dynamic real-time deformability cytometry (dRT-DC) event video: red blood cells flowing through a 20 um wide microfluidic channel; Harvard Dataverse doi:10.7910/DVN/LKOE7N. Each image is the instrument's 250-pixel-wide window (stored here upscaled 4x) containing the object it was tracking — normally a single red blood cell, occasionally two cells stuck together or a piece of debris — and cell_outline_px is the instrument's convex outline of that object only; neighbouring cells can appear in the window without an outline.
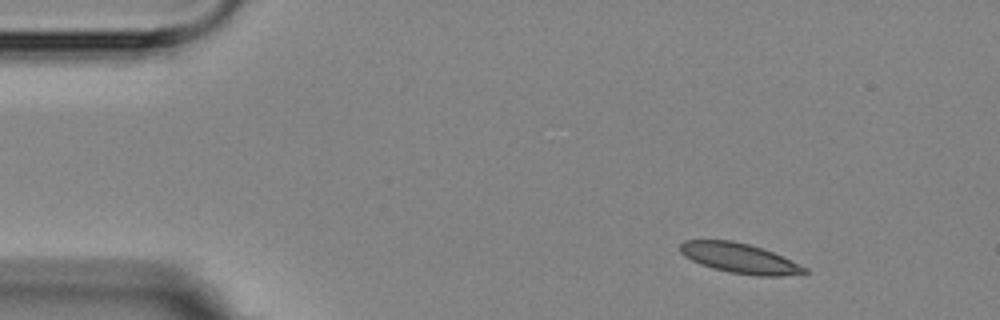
{"species": "Egyptian fruit bat (a non-hibernating species)", "species_latin": "Rousettus aegyptiacus", "temperature_condition": "room temperature", "stored_images_in_passage": 8, "camera_frame_rate_fps": 3000, "um_per_image_px": 0.085, "animal": {"sex": "female"}, "frame": {"image": 1, "passage_image": 1, "time_ms": 0.0, "image_size_px": [1000, 320], "cell_outline_px": [[808, 272], [780, 276], [756, 276], [728, 272], [712, 268], [700, 264], [684, 256], [680, 252], [680, 244], [684, 240], [732, 240], [764, 248], [808, 268]], "centroid_in_image_um": [62.85, 21.94], "position_along_channel_um": 22.2, "area_um2": 21.73}}
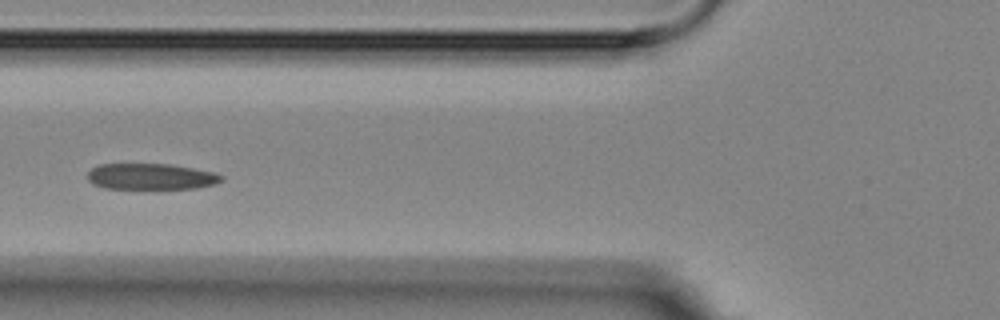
{"frame": {"image": 2, "passage_image": 5, "time_ms": 4.667, "image_size_px": [1000, 320], "cell_outline_px": [[224, 180], [216, 184], [196, 188], [104, 188], [92, 184], [88, 180], [88, 172], [96, 164], [168, 164], [192, 168], [212, 172], [224, 176]], "centroid_in_image_um": [12.82, 15.0], "position_along_channel_um": 113.0, "area_um2": 20.29}}
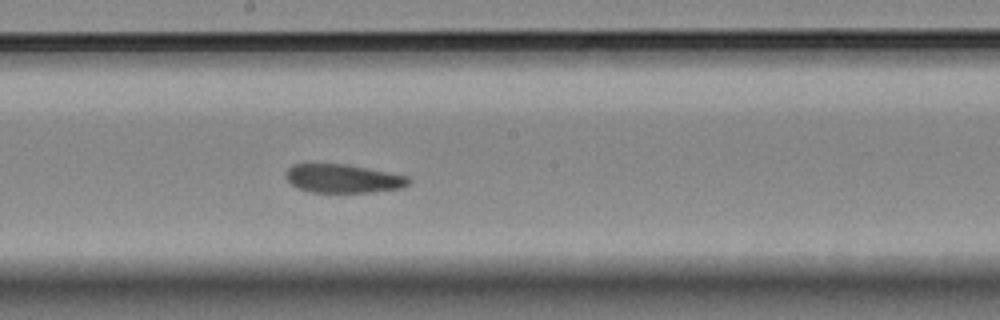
{"frame": {"image": 3, "passage_image": 8, "time_ms": 7.667, "image_size_px": [1000, 320], "cell_outline_px": [[412, 180], [408, 184], [400, 188], [372, 192], [308, 192], [296, 188], [288, 180], [288, 168], [292, 164], [348, 164], [408, 176]], "centroid_in_image_um": [29.18, 15.18], "position_along_channel_um": 219.0, "area_um2": 20.35}}